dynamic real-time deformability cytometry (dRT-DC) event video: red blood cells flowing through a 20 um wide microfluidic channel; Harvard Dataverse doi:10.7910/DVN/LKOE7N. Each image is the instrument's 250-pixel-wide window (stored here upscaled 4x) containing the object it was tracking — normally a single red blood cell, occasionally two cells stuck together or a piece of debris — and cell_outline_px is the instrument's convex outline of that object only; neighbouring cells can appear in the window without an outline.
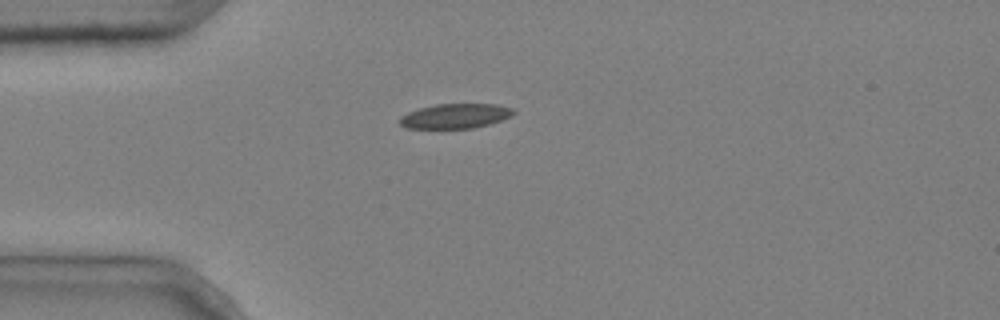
{"species": "common noctule bat (a hibernating species)", "species_latin": "Nyctalus noctula", "temperature_condition": "cold", "stored_images_in_passage": 1, "camera_frame_rate_fps": 3000, "um_per_image_px": 0.085, "animal": {"sex": "male", "body_mass_g": 20.4}, "frame": {"image": 1, "passage_image": 1, "time_ms": 0.0, "image_size_px": [1000, 320], "cell_outline_px": [[516, 112], [512, 116], [488, 124], [472, 128], [404, 128], [400, 124], [400, 116], [408, 112], [420, 108], [436, 104], [496, 104], [512, 108]], "centroid_in_image_um": [38.7, 9.86], "position_along_channel_um": 46.3, "area_um2": 16.3}}